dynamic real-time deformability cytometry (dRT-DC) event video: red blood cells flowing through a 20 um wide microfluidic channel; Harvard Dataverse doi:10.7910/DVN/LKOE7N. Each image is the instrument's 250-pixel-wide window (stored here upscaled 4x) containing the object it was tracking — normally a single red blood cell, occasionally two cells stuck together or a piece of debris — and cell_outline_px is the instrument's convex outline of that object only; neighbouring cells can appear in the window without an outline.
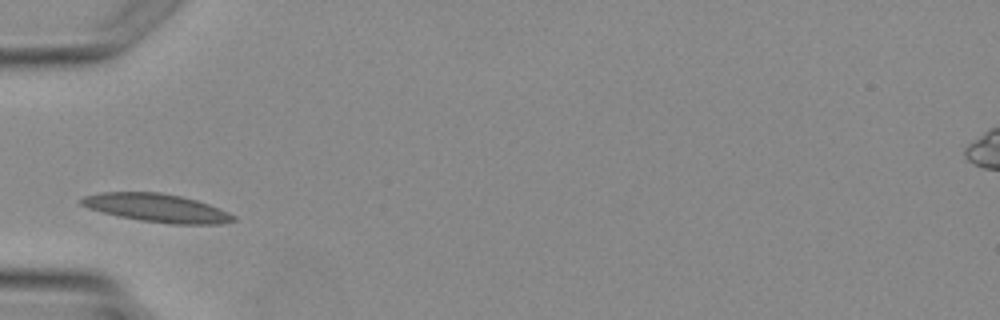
{"species": "Egyptian fruit bat (a non-hibernating species)", "species_latin": "Rousettus aegyptiacus", "temperature_condition": "warm", "stored_images_in_passage": 1, "camera_frame_rate_fps": 3000, "um_per_image_px": 0.085, "animal": {"sex": "female"}, "frame": {"image": 1, "passage_image": 1, "time_ms": 0.0, "image_size_px": [1000, 320], "cell_outline_px": [[236, 220], [220, 224], [172, 224], [140, 220], [100, 212], [88, 208], [80, 204], [80, 200], [84, 196], [100, 192], [160, 192], [180, 196], [196, 200], [208, 204], [236, 216]], "centroid_in_image_um": [13.3, 17.67], "position_along_channel_um": 71.7, "area_um2": 24.91}}